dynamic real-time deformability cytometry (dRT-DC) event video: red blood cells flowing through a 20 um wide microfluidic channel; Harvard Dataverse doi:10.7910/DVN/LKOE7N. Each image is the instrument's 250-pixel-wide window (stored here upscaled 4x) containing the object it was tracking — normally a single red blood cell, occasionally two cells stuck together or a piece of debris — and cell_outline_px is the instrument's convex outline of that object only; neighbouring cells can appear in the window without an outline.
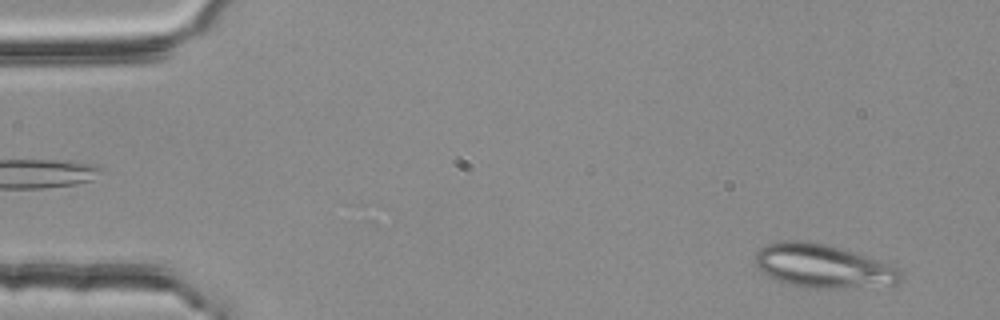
{"species": "common noctule bat (a hibernating species)", "species_latin": "Nyctalus noctula", "temperature_condition": "room temperature", "stored_images_in_passage": 50, "segment_of_instrument_passage": [1, 2], "camera_frame_rate_fps": 3000, "um_per_image_px": 0.085, "animal": {"sex": "female", "body_mass_g": 25.1}, "frame": {"image": 1, "passage_image": 3, "time_ms": 0.667, "image_size_px": [1000, 320], "cell_outline_px": [[904, 280], [896, 284], [844, 288], [804, 288], [788, 284], [768, 276], [756, 268], [752, 260], [756, 252], [760, 248], [768, 244], [780, 240], [804, 240], [828, 244], [856, 252], [896, 268], [904, 272]], "centroid_in_image_um": [69.91, 22.61], "position_along_channel_um": 15.1, "area_um2": 37.4}}